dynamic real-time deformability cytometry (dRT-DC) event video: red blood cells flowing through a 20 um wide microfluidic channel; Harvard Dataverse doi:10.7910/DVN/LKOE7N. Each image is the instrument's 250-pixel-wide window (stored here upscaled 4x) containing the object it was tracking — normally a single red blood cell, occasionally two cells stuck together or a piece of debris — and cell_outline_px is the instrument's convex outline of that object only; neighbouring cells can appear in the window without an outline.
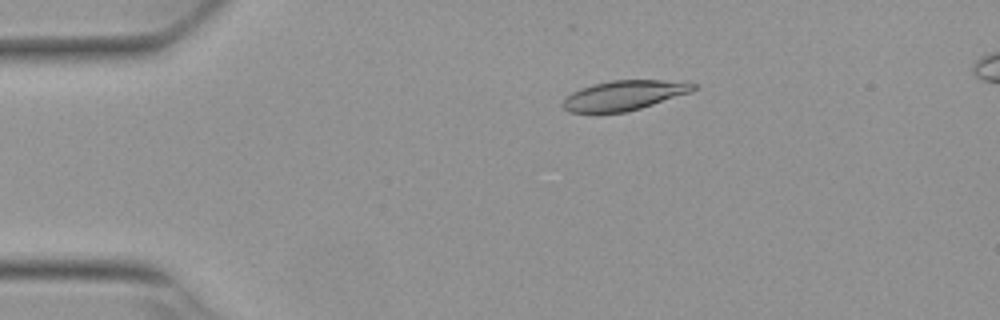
{"species": "Egyptian fruit bat (a non-hibernating species)", "species_latin": "Rousettus aegyptiacus", "temperature_condition": "warm", "stored_images_in_passage": 53, "camera_frame_rate_fps": 3000, "um_per_image_px": 0.085, "animal": {"sex": "female"}, "frame": {"image": 1, "passage_image": 11, "time_ms": 3.333, "image_size_px": [1000, 320], "cell_outline_px": [[700, 88], [692, 92], [640, 108], [624, 112], [568, 112], [560, 104], [572, 92], [580, 88], [592, 84], [612, 80], [664, 80], [696, 84]], "centroid_in_image_um": [53.06, 8.1], "position_along_channel_um": 31.9, "area_um2": 22.54}}
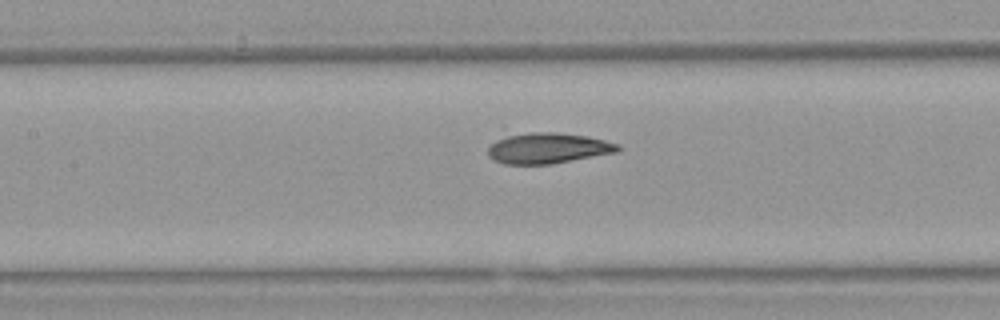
{"frame": {"image": 2, "passage_image": 25, "time_ms": 8.0, "image_size_px": [1000, 320], "cell_outline_px": [[620, 148], [616, 152], [548, 164], [504, 164], [492, 160], [488, 156], [488, 148], [496, 140], [508, 136], [532, 132], [556, 132], [588, 136], [620, 144]], "centroid_in_image_um": [46.55, 12.59], "position_along_channel_um": 160.8, "area_um2": 22.95}}
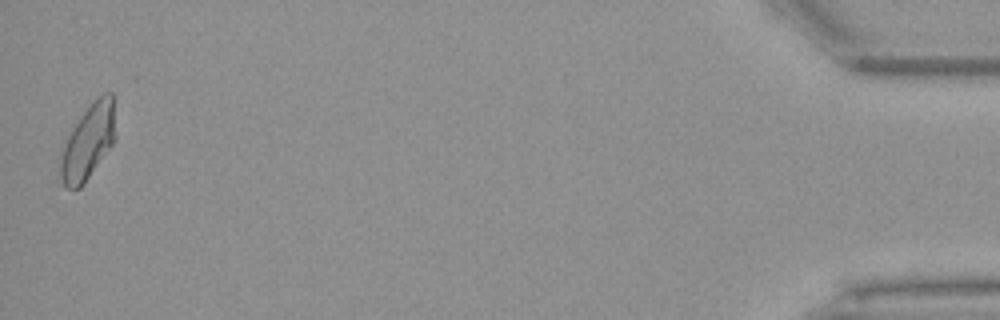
{"frame": {"image": 3, "passage_image": 53, "time_ms": 17.333, "image_size_px": [1000, 320], "cell_outline_px": [[116, 140], [84, 184], [80, 188], [64, 188], [56, 180], [60, 148], [84, 112], [104, 92], [112, 92], [116, 136]], "centroid_in_image_um": [7.43, 12.18], "position_along_channel_um": 427.8, "area_um2": 24.57}, "authors_computed_cell_mechanics": {"area_um2": 23.12, "velocity_mm_per_s": 3.8506, "shape_relaxation_time_tau1_ms": 3.8681, "shape_relaxation_time_tau2_ms": null, "deformation_change_tau1": 0.1412, "deformation_change_tau2": null}}